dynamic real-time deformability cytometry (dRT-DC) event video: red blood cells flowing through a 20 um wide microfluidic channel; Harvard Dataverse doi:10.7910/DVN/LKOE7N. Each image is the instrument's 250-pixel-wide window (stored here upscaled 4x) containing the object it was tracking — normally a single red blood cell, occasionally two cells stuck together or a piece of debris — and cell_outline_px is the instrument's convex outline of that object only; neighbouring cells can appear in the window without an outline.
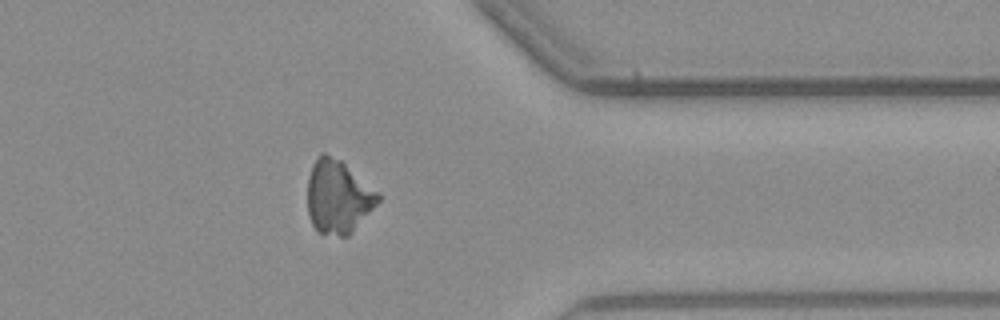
{"species": "common noctule bat (a hibernating species)", "species_latin": "Nyctalus noctula", "temperature_condition": "warm", "stored_images_in_passage": 37, "camera_frame_rate_fps": 3000, "um_per_image_px": 0.085, "animal": {"sex": "male", "body_mass_g": 23.1, "forearm_length_mm": 52.7}, "frame": {"image": 1, "passage_image": 27, "time_ms": 8.667, "image_size_px": [1000, 320], "cell_outline_px": [[380, 200], [352, 232], [348, 236], [340, 236], [316, 232], [312, 224], [308, 212], [308, 176], [312, 164], [320, 152], [324, 152], [340, 160], [380, 192]], "centroid_in_image_um": [28.73, 16.72], "position_along_channel_um": 382.7, "area_um2": 30.23}}
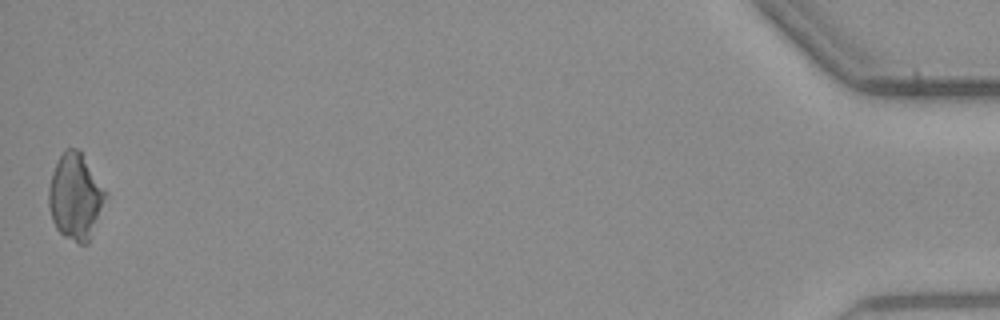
{"frame": {"image": 2, "passage_image": 37, "time_ms": 12.0, "image_size_px": [1000, 320], "cell_outline_px": [[108, 196], [88, 244], [80, 244], [64, 236], [56, 228], [52, 220], [48, 204], [48, 188], [52, 172], [64, 148], [76, 148], [80, 152], [108, 192]], "centroid_in_image_um": [6.42, 16.73], "position_along_channel_um": 428.8, "area_um2": 28.61}}